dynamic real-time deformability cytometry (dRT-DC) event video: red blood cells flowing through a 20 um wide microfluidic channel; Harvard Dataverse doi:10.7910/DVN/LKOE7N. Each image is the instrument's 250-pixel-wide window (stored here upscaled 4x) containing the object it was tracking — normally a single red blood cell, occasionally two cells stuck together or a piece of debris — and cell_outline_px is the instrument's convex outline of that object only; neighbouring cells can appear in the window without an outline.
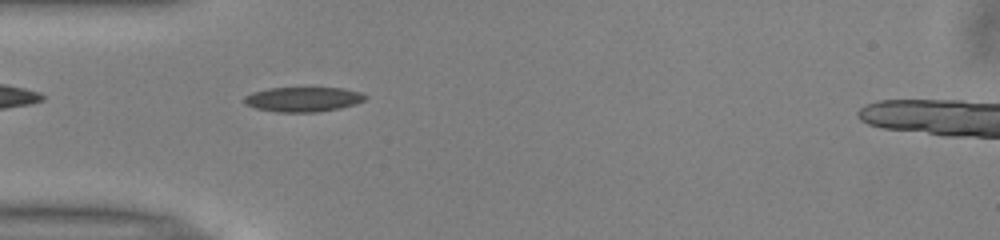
{"species": "common noctule bat (a hibernating species)", "species_latin": "Nyctalus noctula", "temperature_condition": "warm", "stored_images_in_passage": 32, "camera_frame_rate_fps": 3000, "um_per_image_px": 0.085, "animal": {"sex": "male", "body_mass_g": 13.0, "forearm_length_mm": 53.1}, "frame": {"image": 1, "passage_image": 1, "time_ms": 0.0, "image_size_px": [1000, 240], "cell_outline_px": [[368, 96], [364, 100], [356, 104], [340, 108], [316, 112], [276, 112], [256, 108], [244, 104], [244, 96], [252, 92], [268, 88], [344, 88], [360, 92]], "centroid_in_image_um": [25.76, 8.44], "position_along_channel_um": 59.2, "area_um2": 17.51}}
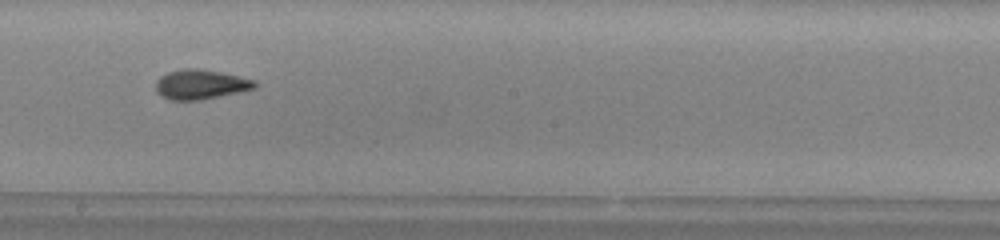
{"frame": {"image": 2, "passage_image": 14, "time_ms": 4.333, "image_size_px": [1000, 240], "cell_outline_px": [[256, 88], [240, 92], [200, 100], [168, 100], [160, 96], [156, 92], [156, 80], [160, 76], [168, 72], [184, 68], [200, 68], [220, 72], [256, 80]], "centroid_in_image_um": [17.03, 7.18], "position_along_channel_um": 231.2, "area_um2": 17.28}}
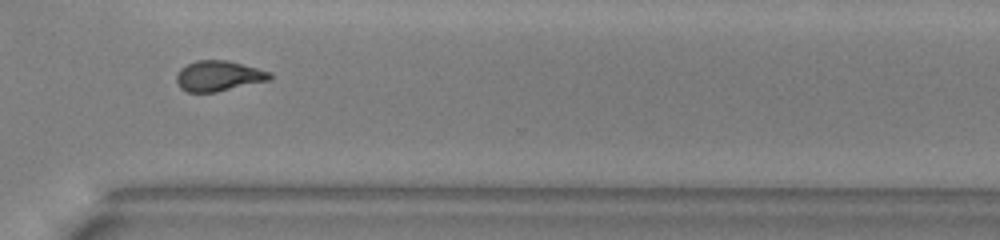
{"frame": {"image": 3, "passage_image": 23, "time_ms": 7.333, "image_size_px": [1000, 240], "cell_outline_px": [[272, 76], [268, 80], [216, 92], [188, 92], [180, 88], [176, 80], [176, 76], [180, 68], [196, 60], [228, 60], [272, 72]], "centroid_in_image_um": [18.56, 6.45], "position_along_channel_um": 352.0, "area_um2": 16.47}, "authors_computed_cell_mechanics": {"area_um2": 16.5308, "velocity_mm_per_s": 4.0286, "shape_relaxation_time_tau1_ms": 4.3594, "shape_relaxation_time_tau2_ms": 2.6184, "deformation_change_tau1": 0.1517, "deformation_change_tau2": 0.099}}